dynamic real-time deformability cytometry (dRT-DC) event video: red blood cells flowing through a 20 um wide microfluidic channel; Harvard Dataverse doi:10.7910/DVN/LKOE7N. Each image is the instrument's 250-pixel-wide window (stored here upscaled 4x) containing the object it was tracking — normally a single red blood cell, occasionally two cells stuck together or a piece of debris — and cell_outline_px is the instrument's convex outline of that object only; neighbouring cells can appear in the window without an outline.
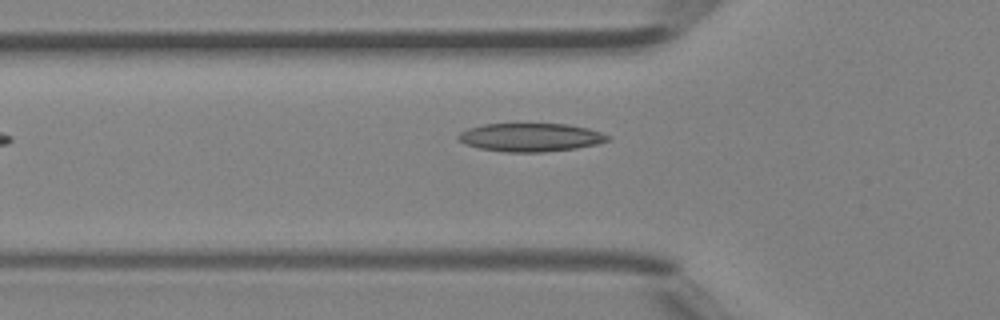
{"species": "Egyptian fruit bat (a non-hibernating species)", "species_latin": "Rousettus aegyptiacus", "temperature_condition": "room temperature", "stored_images_in_passage": 4, "camera_frame_rate_fps": 3000, "um_per_image_px": 0.085, "animal": {"sex": "female"}, "frame": {"image": 1, "passage_image": 4, "time_ms": 1.0, "image_size_px": [1000, 320], "cell_outline_px": [[612, 140], [596, 144], [576, 148], [544, 152], [504, 152], [480, 148], [464, 144], [456, 140], [456, 136], [460, 132], [468, 128], [484, 124], [568, 124], [588, 128], [612, 136]], "centroid_in_image_um": [45.09, 11.67], "position_along_channel_um": 80.7, "area_um2": 24.91}}